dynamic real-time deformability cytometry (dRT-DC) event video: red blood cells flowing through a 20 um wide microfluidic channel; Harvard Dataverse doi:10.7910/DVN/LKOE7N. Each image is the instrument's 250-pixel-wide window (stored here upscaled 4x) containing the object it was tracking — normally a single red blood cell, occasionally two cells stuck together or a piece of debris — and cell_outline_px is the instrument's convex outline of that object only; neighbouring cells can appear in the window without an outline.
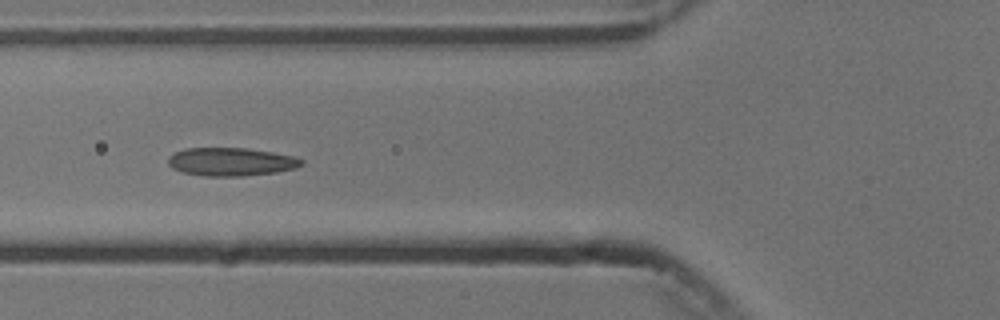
{"species": "common noctule bat (a hibernating species)", "species_latin": "Nyctalus noctula", "temperature_condition": "cold", "stored_images_in_passage": 8, "camera_frame_rate_fps": 3000, "um_per_image_px": 0.085, "animal": {"sex": "male", "body_mass_g": 13.3}, "frame": {"image": 1, "passage_image": 7, "time_ms": 6.667, "image_size_px": [1000, 320], "cell_outline_px": [[304, 164], [296, 168], [276, 172], [240, 176], [204, 176], [184, 172], [172, 168], [168, 164], [168, 156], [184, 148], [248, 148], [272, 152], [292, 156], [304, 160]], "centroid_in_image_um": [19.64, 13.75], "position_along_channel_um": 106.2, "area_um2": 21.91}}
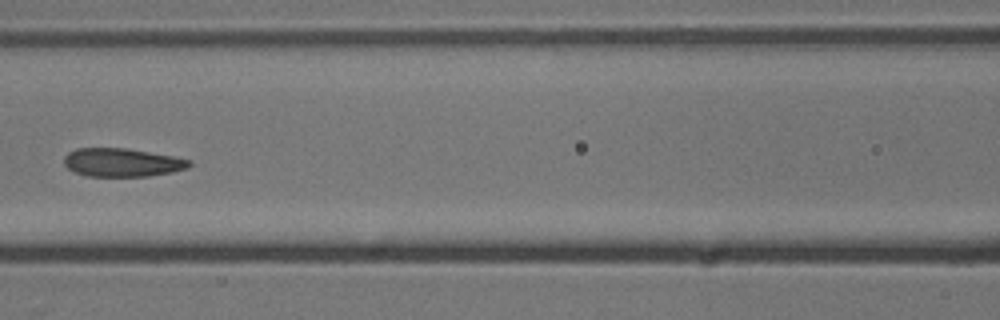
{"frame": {"image": 2, "passage_image": 8, "time_ms": 8.0, "image_size_px": [1000, 320], "cell_outline_px": [[192, 164], [188, 168], [172, 172], [148, 176], [88, 176], [76, 172], [68, 168], [64, 164], [64, 156], [68, 152], [76, 148], [128, 148], [172, 156], [192, 160]], "centroid_in_image_um": [10.39, 13.8], "position_along_channel_um": 156.2, "area_um2": 20.75}}